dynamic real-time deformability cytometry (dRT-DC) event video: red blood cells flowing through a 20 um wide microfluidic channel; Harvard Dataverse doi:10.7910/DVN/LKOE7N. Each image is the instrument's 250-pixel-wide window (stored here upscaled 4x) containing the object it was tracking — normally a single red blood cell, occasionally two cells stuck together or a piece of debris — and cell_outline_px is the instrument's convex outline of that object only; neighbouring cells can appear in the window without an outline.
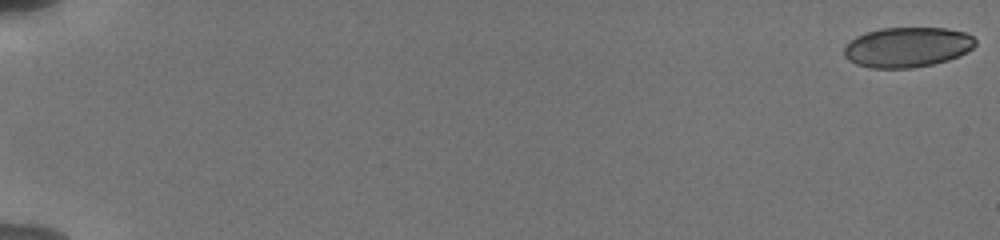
{"species": "human", "species_latin": "Homo sapiens", "temperature_condition": "cold", "stored_images_in_passage": 16, "camera_frame_rate_fps": 3000, "um_per_image_px": 0.085, "donor": {"sex": "male"}, "frame": {"image": 1, "passage_image": 1, "time_ms": 0.0, "image_size_px": [1000, 240], "cell_outline_px": [[976, 44], [972, 48], [948, 60], [932, 64], [912, 68], [872, 68], [856, 64], [848, 60], [844, 56], [844, 48], [856, 36], [880, 28], [944, 28], [964, 32], [972, 36], [976, 40]], "centroid_in_image_um": [77.1, 4.01], "position_along_channel_um": 7.9, "area_um2": 30.4}}
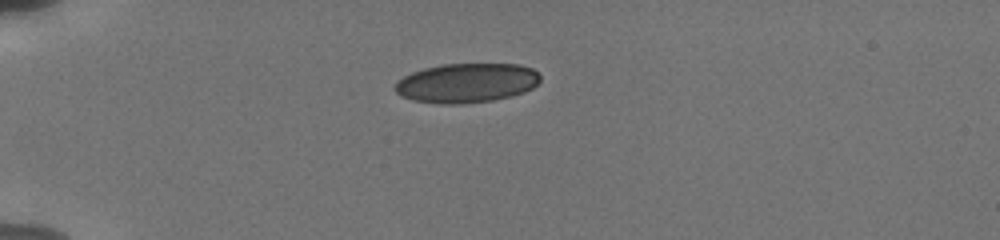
{"frame": {"image": 2, "passage_image": 11, "time_ms": 5.333, "image_size_px": [1000, 240], "cell_outline_px": [[540, 80], [532, 88], [524, 92], [492, 100], [460, 104], [440, 104], [412, 100], [400, 96], [392, 88], [404, 76], [412, 72], [424, 68], [444, 64], [520, 64], [532, 68], [540, 76]], "centroid_in_image_um": [39.64, 7.05], "position_along_channel_um": 45.4, "area_um2": 33.29}}
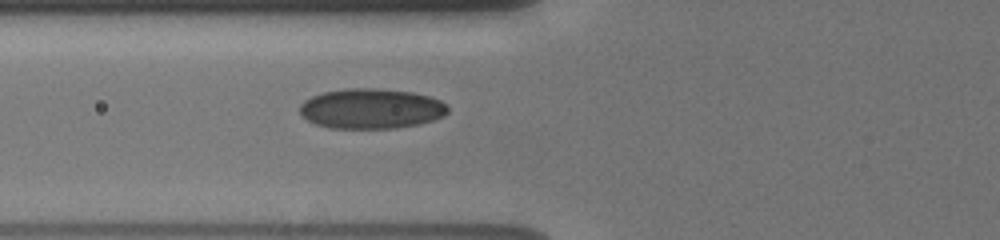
{"frame": {"image": 3, "passage_image": 16, "time_ms": 7.667, "image_size_px": [1000, 240], "cell_outline_px": [[448, 112], [444, 116], [420, 124], [396, 128], [328, 128], [316, 124], [308, 120], [300, 112], [300, 104], [304, 100], [312, 96], [324, 92], [348, 88], [376, 88], [412, 92], [428, 96], [440, 100], [448, 104]], "centroid_in_image_um": [31.57, 9.23], "position_along_channel_um": 94.2, "area_um2": 34.68}}